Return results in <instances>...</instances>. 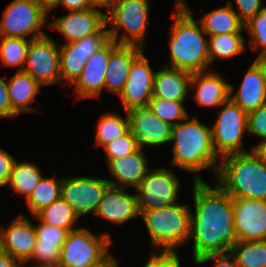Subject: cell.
<instances>
[{"instance_id": "8fae6325", "label": "cell", "mask_w": 266, "mask_h": 267, "mask_svg": "<svg viewBox=\"0 0 266 267\" xmlns=\"http://www.w3.org/2000/svg\"><path fill=\"white\" fill-rule=\"evenodd\" d=\"M23 71L42 86L61 83L59 47L53 39L45 34L30 41Z\"/></svg>"}, {"instance_id": "cb8c5ba5", "label": "cell", "mask_w": 266, "mask_h": 267, "mask_svg": "<svg viewBox=\"0 0 266 267\" xmlns=\"http://www.w3.org/2000/svg\"><path fill=\"white\" fill-rule=\"evenodd\" d=\"M197 89L194 94L195 102L200 106H222L230 94V84L217 73L201 71L191 76L190 88Z\"/></svg>"}, {"instance_id": "2e32d148", "label": "cell", "mask_w": 266, "mask_h": 267, "mask_svg": "<svg viewBox=\"0 0 266 267\" xmlns=\"http://www.w3.org/2000/svg\"><path fill=\"white\" fill-rule=\"evenodd\" d=\"M155 72L151 70L147 58L142 52L132 63L128 79L119 95L124 110L148 106L152 98Z\"/></svg>"}, {"instance_id": "4dcf8cb0", "label": "cell", "mask_w": 266, "mask_h": 267, "mask_svg": "<svg viewBox=\"0 0 266 267\" xmlns=\"http://www.w3.org/2000/svg\"><path fill=\"white\" fill-rule=\"evenodd\" d=\"M245 40L241 33H223L209 35L208 53L210 63L217 58H232L245 52Z\"/></svg>"}, {"instance_id": "74e56055", "label": "cell", "mask_w": 266, "mask_h": 267, "mask_svg": "<svg viewBox=\"0 0 266 267\" xmlns=\"http://www.w3.org/2000/svg\"><path fill=\"white\" fill-rule=\"evenodd\" d=\"M103 147L107 154L106 162L110 159L130 155L140 148L137 143V139L133 136L131 130H129L125 135L107 143Z\"/></svg>"}, {"instance_id": "60d3db41", "label": "cell", "mask_w": 266, "mask_h": 267, "mask_svg": "<svg viewBox=\"0 0 266 267\" xmlns=\"http://www.w3.org/2000/svg\"><path fill=\"white\" fill-rule=\"evenodd\" d=\"M235 3L238 7L237 15L243 23H246L250 18L264 8L261 7V0H235Z\"/></svg>"}, {"instance_id": "8992f818", "label": "cell", "mask_w": 266, "mask_h": 267, "mask_svg": "<svg viewBox=\"0 0 266 267\" xmlns=\"http://www.w3.org/2000/svg\"><path fill=\"white\" fill-rule=\"evenodd\" d=\"M148 0H116L106 10V25L111 24L110 39L119 45L144 46L147 30L149 4ZM123 28L126 32L119 37L118 29ZM129 33V35H128Z\"/></svg>"}, {"instance_id": "ee69618b", "label": "cell", "mask_w": 266, "mask_h": 267, "mask_svg": "<svg viewBox=\"0 0 266 267\" xmlns=\"http://www.w3.org/2000/svg\"><path fill=\"white\" fill-rule=\"evenodd\" d=\"M6 78L0 77V117H12V105L8 95Z\"/></svg>"}, {"instance_id": "44dd1931", "label": "cell", "mask_w": 266, "mask_h": 267, "mask_svg": "<svg viewBox=\"0 0 266 267\" xmlns=\"http://www.w3.org/2000/svg\"><path fill=\"white\" fill-rule=\"evenodd\" d=\"M142 148H139L134 153L110 159L107 164L110 174L115 180H108L111 186L126 188L133 186L137 188L140 182L144 179L145 175L151 170L148 164V159L144 154Z\"/></svg>"}, {"instance_id": "83f0119b", "label": "cell", "mask_w": 266, "mask_h": 267, "mask_svg": "<svg viewBox=\"0 0 266 267\" xmlns=\"http://www.w3.org/2000/svg\"><path fill=\"white\" fill-rule=\"evenodd\" d=\"M198 23L206 35H218L223 33H241L244 23L239 19L237 12L233 9L230 1L226 6L214 9L206 13Z\"/></svg>"}, {"instance_id": "4316f807", "label": "cell", "mask_w": 266, "mask_h": 267, "mask_svg": "<svg viewBox=\"0 0 266 267\" xmlns=\"http://www.w3.org/2000/svg\"><path fill=\"white\" fill-rule=\"evenodd\" d=\"M40 86L42 85L24 71H17L7 81L8 95L12 105V117L23 112L36 111L29 105L36 94L40 93Z\"/></svg>"}, {"instance_id": "f35d334b", "label": "cell", "mask_w": 266, "mask_h": 267, "mask_svg": "<svg viewBox=\"0 0 266 267\" xmlns=\"http://www.w3.org/2000/svg\"><path fill=\"white\" fill-rule=\"evenodd\" d=\"M247 132L261 139L266 138V103L248 113Z\"/></svg>"}, {"instance_id": "ab89813d", "label": "cell", "mask_w": 266, "mask_h": 267, "mask_svg": "<svg viewBox=\"0 0 266 267\" xmlns=\"http://www.w3.org/2000/svg\"><path fill=\"white\" fill-rule=\"evenodd\" d=\"M160 252L152 254L145 267H181L176 251L161 250Z\"/></svg>"}, {"instance_id": "d6986e66", "label": "cell", "mask_w": 266, "mask_h": 267, "mask_svg": "<svg viewBox=\"0 0 266 267\" xmlns=\"http://www.w3.org/2000/svg\"><path fill=\"white\" fill-rule=\"evenodd\" d=\"M124 189L126 188L109 185L104 191L94 215L117 224H123L140 216L137 194H128Z\"/></svg>"}, {"instance_id": "3957f363", "label": "cell", "mask_w": 266, "mask_h": 267, "mask_svg": "<svg viewBox=\"0 0 266 267\" xmlns=\"http://www.w3.org/2000/svg\"><path fill=\"white\" fill-rule=\"evenodd\" d=\"M188 119L171 128L173 158L170 164L192 173L210 168L216 175L219 168L218 155L213 147L211 128L196 117Z\"/></svg>"}, {"instance_id": "b9f144b4", "label": "cell", "mask_w": 266, "mask_h": 267, "mask_svg": "<svg viewBox=\"0 0 266 267\" xmlns=\"http://www.w3.org/2000/svg\"><path fill=\"white\" fill-rule=\"evenodd\" d=\"M216 260L214 267H239L233 255L230 252L209 254L201 257L195 263L197 265L204 264L210 260Z\"/></svg>"}, {"instance_id": "c3c4849f", "label": "cell", "mask_w": 266, "mask_h": 267, "mask_svg": "<svg viewBox=\"0 0 266 267\" xmlns=\"http://www.w3.org/2000/svg\"><path fill=\"white\" fill-rule=\"evenodd\" d=\"M251 151L266 164V138L259 145L254 146Z\"/></svg>"}, {"instance_id": "ac0fdd59", "label": "cell", "mask_w": 266, "mask_h": 267, "mask_svg": "<svg viewBox=\"0 0 266 267\" xmlns=\"http://www.w3.org/2000/svg\"><path fill=\"white\" fill-rule=\"evenodd\" d=\"M127 113L130 130L140 148L144 145L152 147L170 141L172 126L159 119L148 106L132 108Z\"/></svg>"}, {"instance_id": "e575fe53", "label": "cell", "mask_w": 266, "mask_h": 267, "mask_svg": "<svg viewBox=\"0 0 266 267\" xmlns=\"http://www.w3.org/2000/svg\"><path fill=\"white\" fill-rule=\"evenodd\" d=\"M0 40V57L2 64L10 67L20 66L17 71H23L31 40L4 36H0Z\"/></svg>"}, {"instance_id": "8d00e7d4", "label": "cell", "mask_w": 266, "mask_h": 267, "mask_svg": "<svg viewBox=\"0 0 266 267\" xmlns=\"http://www.w3.org/2000/svg\"><path fill=\"white\" fill-rule=\"evenodd\" d=\"M244 29L250 35L249 44L252 50L263 48L259 55L266 54V7L256 13L246 23Z\"/></svg>"}, {"instance_id": "d590c367", "label": "cell", "mask_w": 266, "mask_h": 267, "mask_svg": "<svg viewBox=\"0 0 266 267\" xmlns=\"http://www.w3.org/2000/svg\"><path fill=\"white\" fill-rule=\"evenodd\" d=\"M183 102L185 101L164 100L152 97L148 107L159 119L173 127L189 117V114L183 107Z\"/></svg>"}, {"instance_id": "d4e9b609", "label": "cell", "mask_w": 266, "mask_h": 267, "mask_svg": "<svg viewBox=\"0 0 266 267\" xmlns=\"http://www.w3.org/2000/svg\"><path fill=\"white\" fill-rule=\"evenodd\" d=\"M192 74L179 69L165 67L154 75L152 97L164 100L185 101L190 88Z\"/></svg>"}, {"instance_id": "f1b7e54d", "label": "cell", "mask_w": 266, "mask_h": 267, "mask_svg": "<svg viewBox=\"0 0 266 267\" xmlns=\"http://www.w3.org/2000/svg\"><path fill=\"white\" fill-rule=\"evenodd\" d=\"M42 177L39 168L35 164L29 162L18 163L15 160L8 184L16 194L24 195L25 199H27Z\"/></svg>"}, {"instance_id": "836d02e7", "label": "cell", "mask_w": 266, "mask_h": 267, "mask_svg": "<svg viewBox=\"0 0 266 267\" xmlns=\"http://www.w3.org/2000/svg\"><path fill=\"white\" fill-rule=\"evenodd\" d=\"M127 119L125 120L116 113H105L98 122L96 133V147L104 146L107 143L125 135L130 130L129 116L126 111Z\"/></svg>"}, {"instance_id": "d6a6232c", "label": "cell", "mask_w": 266, "mask_h": 267, "mask_svg": "<svg viewBox=\"0 0 266 267\" xmlns=\"http://www.w3.org/2000/svg\"><path fill=\"white\" fill-rule=\"evenodd\" d=\"M229 252L239 267H266V240L238 241Z\"/></svg>"}, {"instance_id": "1f68e13d", "label": "cell", "mask_w": 266, "mask_h": 267, "mask_svg": "<svg viewBox=\"0 0 266 267\" xmlns=\"http://www.w3.org/2000/svg\"><path fill=\"white\" fill-rule=\"evenodd\" d=\"M61 182V179H55L54 177H42L26 199L27 207L34 216L41 209L61 198Z\"/></svg>"}, {"instance_id": "7c38bea8", "label": "cell", "mask_w": 266, "mask_h": 267, "mask_svg": "<svg viewBox=\"0 0 266 267\" xmlns=\"http://www.w3.org/2000/svg\"><path fill=\"white\" fill-rule=\"evenodd\" d=\"M110 40L109 34H92L75 42L59 45L61 83L73 85L88 58Z\"/></svg>"}, {"instance_id": "277c9868", "label": "cell", "mask_w": 266, "mask_h": 267, "mask_svg": "<svg viewBox=\"0 0 266 267\" xmlns=\"http://www.w3.org/2000/svg\"><path fill=\"white\" fill-rule=\"evenodd\" d=\"M217 184L231 197L266 200V164L252 151L220 158Z\"/></svg>"}, {"instance_id": "ffe728a7", "label": "cell", "mask_w": 266, "mask_h": 267, "mask_svg": "<svg viewBox=\"0 0 266 267\" xmlns=\"http://www.w3.org/2000/svg\"><path fill=\"white\" fill-rule=\"evenodd\" d=\"M3 250L20 262L27 261L36 244L35 226L25 216L19 215L5 229L0 227Z\"/></svg>"}, {"instance_id": "5bb4252c", "label": "cell", "mask_w": 266, "mask_h": 267, "mask_svg": "<svg viewBox=\"0 0 266 267\" xmlns=\"http://www.w3.org/2000/svg\"><path fill=\"white\" fill-rule=\"evenodd\" d=\"M101 6L82 11H69L65 16L58 17L47 26L59 31L67 43L75 42L92 34H109L106 25V14L100 11Z\"/></svg>"}, {"instance_id": "9a60e30c", "label": "cell", "mask_w": 266, "mask_h": 267, "mask_svg": "<svg viewBox=\"0 0 266 267\" xmlns=\"http://www.w3.org/2000/svg\"><path fill=\"white\" fill-rule=\"evenodd\" d=\"M239 241L266 240V200L232 197Z\"/></svg>"}, {"instance_id": "52a82bcc", "label": "cell", "mask_w": 266, "mask_h": 267, "mask_svg": "<svg viewBox=\"0 0 266 267\" xmlns=\"http://www.w3.org/2000/svg\"><path fill=\"white\" fill-rule=\"evenodd\" d=\"M112 243L110 234L101 233L99 237L86 228L69 231L61 248L59 265L61 267H93L109 256Z\"/></svg>"}, {"instance_id": "7402d4cb", "label": "cell", "mask_w": 266, "mask_h": 267, "mask_svg": "<svg viewBox=\"0 0 266 267\" xmlns=\"http://www.w3.org/2000/svg\"><path fill=\"white\" fill-rule=\"evenodd\" d=\"M144 48L136 45H118L110 54L104 89L120 95L124 89L133 61L143 52Z\"/></svg>"}, {"instance_id": "e0dca14e", "label": "cell", "mask_w": 266, "mask_h": 267, "mask_svg": "<svg viewBox=\"0 0 266 267\" xmlns=\"http://www.w3.org/2000/svg\"><path fill=\"white\" fill-rule=\"evenodd\" d=\"M118 45L110 39L102 48L88 58L80 77L72 85L79 99L100 96L105 85V75L110 54Z\"/></svg>"}, {"instance_id": "30bf717a", "label": "cell", "mask_w": 266, "mask_h": 267, "mask_svg": "<svg viewBox=\"0 0 266 267\" xmlns=\"http://www.w3.org/2000/svg\"><path fill=\"white\" fill-rule=\"evenodd\" d=\"M179 188V179L171 169L153 168L136 188L140 214L177 203Z\"/></svg>"}, {"instance_id": "ba28073f", "label": "cell", "mask_w": 266, "mask_h": 267, "mask_svg": "<svg viewBox=\"0 0 266 267\" xmlns=\"http://www.w3.org/2000/svg\"><path fill=\"white\" fill-rule=\"evenodd\" d=\"M218 111V118L211 127L213 147L217 155L223 157L233 153L249 152L244 149L242 136L247 132L248 113L230 98Z\"/></svg>"}, {"instance_id": "816d5d0a", "label": "cell", "mask_w": 266, "mask_h": 267, "mask_svg": "<svg viewBox=\"0 0 266 267\" xmlns=\"http://www.w3.org/2000/svg\"><path fill=\"white\" fill-rule=\"evenodd\" d=\"M98 6L107 8L111 3L116 0H94Z\"/></svg>"}, {"instance_id": "bcb514c9", "label": "cell", "mask_w": 266, "mask_h": 267, "mask_svg": "<svg viewBox=\"0 0 266 267\" xmlns=\"http://www.w3.org/2000/svg\"><path fill=\"white\" fill-rule=\"evenodd\" d=\"M25 265L24 261L20 262L18 259L13 258L8 253H3L0 255V267H19Z\"/></svg>"}, {"instance_id": "f6af8a7d", "label": "cell", "mask_w": 266, "mask_h": 267, "mask_svg": "<svg viewBox=\"0 0 266 267\" xmlns=\"http://www.w3.org/2000/svg\"><path fill=\"white\" fill-rule=\"evenodd\" d=\"M58 5H62L68 11H82L98 6L94 0H60Z\"/></svg>"}, {"instance_id": "f907efd6", "label": "cell", "mask_w": 266, "mask_h": 267, "mask_svg": "<svg viewBox=\"0 0 266 267\" xmlns=\"http://www.w3.org/2000/svg\"><path fill=\"white\" fill-rule=\"evenodd\" d=\"M118 265H119V262L114 257H111L109 255L101 263H99L93 267H119Z\"/></svg>"}, {"instance_id": "5b68a950", "label": "cell", "mask_w": 266, "mask_h": 267, "mask_svg": "<svg viewBox=\"0 0 266 267\" xmlns=\"http://www.w3.org/2000/svg\"><path fill=\"white\" fill-rule=\"evenodd\" d=\"M189 205L175 203L160 209L143 211L142 217L151 238V244L160 250L175 251L190 237Z\"/></svg>"}, {"instance_id": "4fadbf2b", "label": "cell", "mask_w": 266, "mask_h": 267, "mask_svg": "<svg viewBox=\"0 0 266 267\" xmlns=\"http://www.w3.org/2000/svg\"><path fill=\"white\" fill-rule=\"evenodd\" d=\"M109 185L107 179L104 178L72 176L62 179L61 198L72 206L79 217L89 212L94 215Z\"/></svg>"}, {"instance_id": "db71d44e", "label": "cell", "mask_w": 266, "mask_h": 267, "mask_svg": "<svg viewBox=\"0 0 266 267\" xmlns=\"http://www.w3.org/2000/svg\"><path fill=\"white\" fill-rule=\"evenodd\" d=\"M4 253V250H3V240H2V235H1V232H0V255Z\"/></svg>"}, {"instance_id": "f5cc1de1", "label": "cell", "mask_w": 266, "mask_h": 267, "mask_svg": "<svg viewBox=\"0 0 266 267\" xmlns=\"http://www.w3.org/2000/svg\"><path fill=\"white\" fill-rule=\"evenodd\" d=\"M31 267H61V266L59 264H38V266H31Z\"/></svg>"}, {"instance_id": "7dc6e473", "label": "cell", "mask_w": 266, "mask_h": 267, "mask_svg": "<svg viewBox=\"0 0 266 267\" xmlns=\"http://www.w3.org/2000/svg\"><path fill=\"white\" fill-rule=\"evenodd\" d=\"M47 15L55 6H57L60 0H33Z\"/></svg>"}, {"instance_id": "6da1fadb", "label": "cell", "mask_w": 266, "mask_h": 267, "mask_svg": "<svg viewBox=\"0 0 266 267\" xmlns=\"http://www.w3.org/2000/svg\"><path fill=\"white\" fill-rule=\"evenodd\" d=\"M194 210L190 216L193 261L209 254L227 253L239 238L234 226L232 197L217 183L214 188L195 174ZM195 214V215H194Z\"/></svg>"}, {"instance_id": "681fc988", "label": "cell", "mask_w": 266, "mask_h": 267, "mask_svg": "<svg viewBox=\"0 0 266 267\" xmlns=\"http://www.w3.org/2000/svg\"><path fill=\"white\" fill-rule=\"evenodd\" d=\"M253 63L258 67L260 70L261 76L263 77L265 87H266V54L259 55Z\"/></svg>"}, {"instance_id": "484cf974", "label": "cell", "mask_w": 266, "mask_h": 267, "mask_svg": "<svg viewBox=\"0 0 266 267\" xmlns=\"http://www.w3.org/2000/svg\"><path fill=\"white\" fill-rule=\"evenodd\" d=\"M234 87L230 85L229 98L243 111L249 113L266 103V87L258 67L252 63L247 70L239 91L233 94Z\"/></svg>"}, {"instance_id": "f546056e", "label": "cell", "mask_w": 266, "mask_h": 267, "mask_svg": "<svg viewBox=\"0 0 266 267\" xmlns=\"http://www.w3.org/2000/svg\"><path fill=\"white\" fill-rule=\"evenodd\" d=\"M34 218L43 223L73 231L75 230L73 225L79 216L67 201L60 198L41 209Z\"/></svg>"}, {"instance_id": "9c48e42d", "label": "cell", "mask_w": 266, "mask_h": 267, "mask_svg": "<svg viewBox=\"0 0 266 267\" xmlns=\"http://www.w3.org/2000/svg\"><path fill=\"white\" fill-rule=\"evenodd\" d=\"M46 13L33 0H14L3 11L0 36L30 40L45 35L41 27L46 24ZM43 25V26H42Z\"/></svg>"}, {"instance_id": "7a4b0ae2", "label": "cell", "mask_w": 266, "mask_h": 267, "mask_svg": "<svg viewBox=\"0 0 266 267\" xmlns=\"http://www.w3.org/2000/svg\"><path fill=\"white\" fill-rule=\"evenodd\" d=\"M176 12L172 15L174 25L169 38L171 65L167 67L190 74L205 71L210 64L208 39L201 24L193 19L184 0H176ZM200 28H199V26Z\"/></svg>"}, {"instance_id": "7bdbcfd3", "label": "cell", "mask_w": 266, "mask_h": 267, "mask_svg": "<svg viewBox=\"0 0 266 267\" xmlns=\"http://www.w3.org/2000/svg\"><path fill=\"white\" fill-rule=\"evenodd\" d=\"M15 160L5 150L0 149V187L8 184Z\"/></svg>"}, {"instance_id": "603a6c76", "label": "cell", "mask_w": 266, "mask_h": 267, "mask_svg": "<svg viewBox=\"0 0 266 267\" xmlns=\"http://www.w3.org/2000/svg\"><path fill=\"white\" fill-rule=\"evenodd\" d=\"M35 230L36 244L34 251L32 256L24 262L34 263L33 261H39L40 264H59L61 248L69 231L41 221L35 226Z\"/></svg>"}]
</instances>
